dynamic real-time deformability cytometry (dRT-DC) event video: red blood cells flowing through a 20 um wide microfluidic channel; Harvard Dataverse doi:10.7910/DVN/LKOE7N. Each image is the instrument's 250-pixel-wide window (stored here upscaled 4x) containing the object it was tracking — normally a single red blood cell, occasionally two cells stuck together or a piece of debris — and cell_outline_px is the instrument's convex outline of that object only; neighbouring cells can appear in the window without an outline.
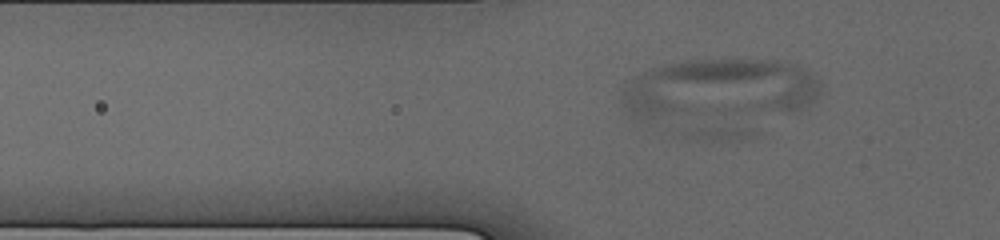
{"species": "human", "species_latin": "Homo sapiens", "temperature_condition": "cold", "stored_images_in_passage": 66, "segment_of_instrument_passage": [2, 2], "camera_frame_rate_fps": 3000, "um_per_image_px": 0.085, "donor": {"sex": "male"}, "frame": {"image": 1, "passage_image": 37, "time_ms": 7.333, "image_size_px": [1000, 240], "cell_outline_px": [[820, 92], [812, 100], [796, 108], [652, 116], [636, 116], [620, 100], [624, 88], [632, 76], [656, 68], [672, 64], [696, 60], [776, 60], [800, 68], [816, 76], [820, 84]], "centroid_in_image_um": [61.12, 7.46], "position_along_channel_um": 64.7, "area_um2": 65.26}}